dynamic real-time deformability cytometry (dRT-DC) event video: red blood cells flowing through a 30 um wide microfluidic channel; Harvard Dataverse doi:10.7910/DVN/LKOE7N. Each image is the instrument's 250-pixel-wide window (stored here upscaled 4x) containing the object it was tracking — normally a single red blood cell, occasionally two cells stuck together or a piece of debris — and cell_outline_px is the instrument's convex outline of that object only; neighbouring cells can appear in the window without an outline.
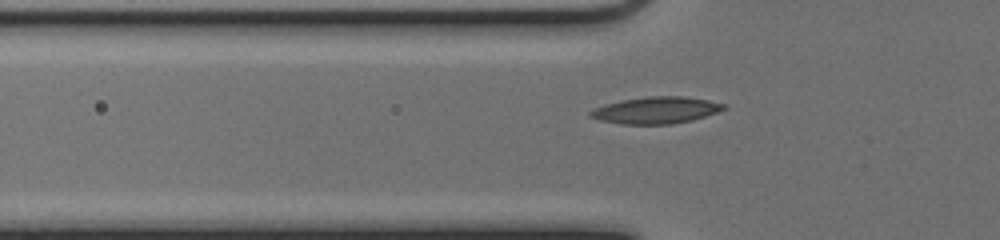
{"species": "common noctule bat (a hibernating species)", "species_latin": "Nyctalus noctula", "temperature_condition": "cold", "stored_images_in_passage": 37, "camera_frame_rate_fps": 3000, "um_per_image_px": 0.085, "animal": {"sex": "female", "body_mass_g": 17.0, "forearm_length_mm": 48.0}, "frame": {"image": 1, "passage_image": 3, "time_ms": 0.667, "image_size_px": [1000, 240], "cell_outline_px": [[728, 108], [692, 120], [668, 124], [620, 124], [600, 120], [588, 116], [588, 112], [592, 108], [604, 104], [624, 100], [648, 96], [684, 96], [708, 100], [724, 104]], "centroid_in_image_um": [55.72, 9.36], "position_along_channel_um": 70.1, "area_um2": 20.75}}
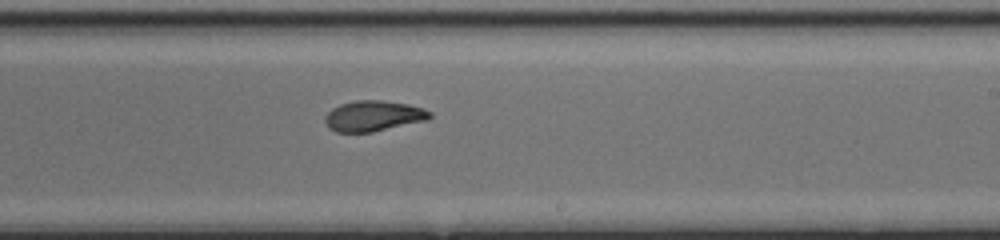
{"frame": {"image": 2, "passage_image": 17, "time_ms": 5.333, "image_size_px": [1000, 240], "cell_outline_px": [[432, 116], [428, 120], [372, 132], [336, 132], [328, 128], [324, 120], [324, 116], [332, 108], [340, 104], [356, 100], [384, 100], [408, 104], [424, 108], [432, 112]], "centroid_in_image_um": [31.74, 9.85], "position_along_channel_um": 257.3, "area_um2": 18.9}}
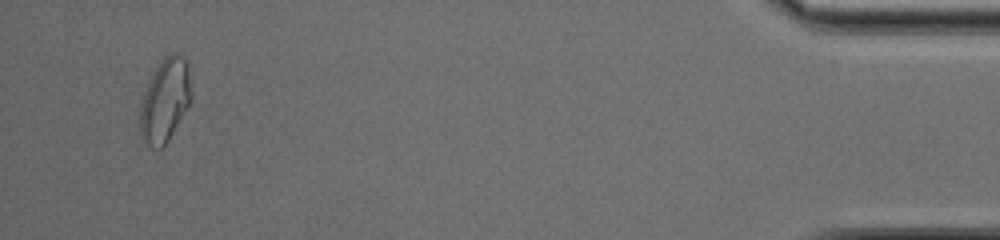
{"frame": {"image": 3, "passage_image": 35, "time_ms": 11.333, "image_size_px": [1000, 240], "cell_outline_px": [[192, 100], [188, 108], [164, 148], [148, 148], [144, 144], [140, 136], [140, 100], [160, 60], [164, 56], [172, 52], [176, 52], [184, 56], [188, 60], [192, 96]], "centroid_in_image_um": [14.04, 8.54], "position_along_channel_um": 421.2, "area_um2": 25.66}, "authors_computed_cell_mechanics": {"area_um2": 19.5364, "velocity_mm_per_s": 4.0048, "shape_relaxation_time_tau1_ms": 6.5232, "shape_relaxation_time_tau2_ms": 1.8323, "deformation_change_tau1": 0.2002, "deformation_change_tau2": 0.069}}